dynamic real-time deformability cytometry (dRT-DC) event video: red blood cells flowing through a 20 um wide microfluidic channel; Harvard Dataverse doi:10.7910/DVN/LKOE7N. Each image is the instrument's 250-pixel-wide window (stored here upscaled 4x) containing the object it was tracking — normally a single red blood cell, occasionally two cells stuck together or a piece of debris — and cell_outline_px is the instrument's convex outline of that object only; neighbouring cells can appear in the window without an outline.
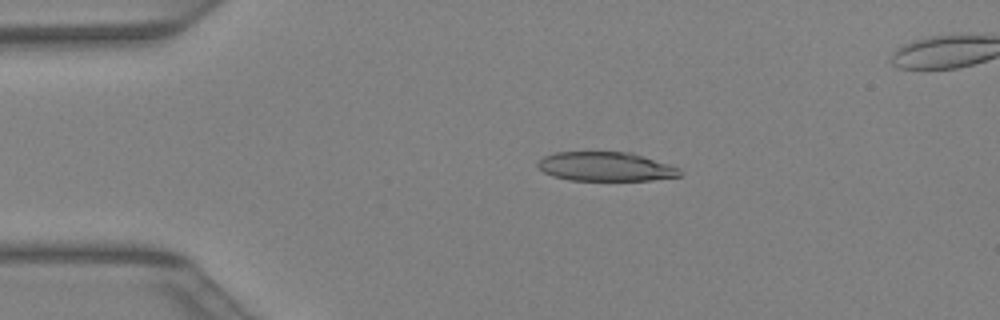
{"species": "Egyptian fruit bat (a non-hibernating species)", "species_latin": "Rousettus aegyptiacus", "temperature_condition": "warm", "stored_images_in_passage": 41, "camera_frame_rate_fps": 3000, "um_per_image_px": 0.085, "animal": {"sex": "female"}, "frame": {"image": 1, "passage_image": 9, "time_ms": 2.667, "image_size_px": [1000, 320], "cell_outline_px": [[684, 172], [680, 176], [652, 180], [568, 180], [552, 176], [544, 172], [536, 164], [544, 156], [556, 152], [632, 152], [680, 168]], "centroid_in_image_um": [51.5, 14.16], "position_along_channel_um": 33.5, "area_um2": 24.16}}
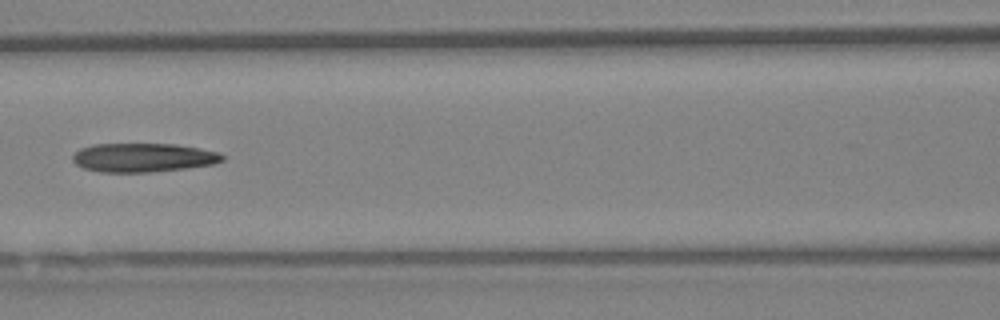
{"frame": {"image": 2, "passage_image": 19, "time_ms": 6.0, "image_size_px": [1000, 320], "cell_outline_px": [[224, 160], [212, 164], [184, 168], [148, 172], [100, 172], [84, 168], [76, 164], [72, 160], [72, 156], [80, 148], [92, 144], [176, 144], [216, 152], [224, 156]], "centroid_in_image_um": [12.11, 13.39], "position_along_channel_um": 154.5, "area_um2": 24.91}}
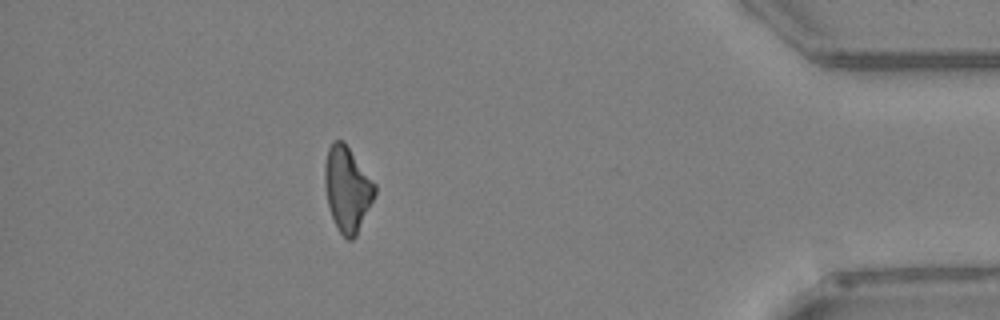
{"frame": {"image": 3, "passage_image": 37, "time_ms": 12.0, "image_size_px": [1000, 320], "cell_outline_px": [[376, 192], [356, 236], [352, 240], [348, 240], [340, 232], [332, 216], [328, 204], [324, 184], [324, 164], [328, 148], [332, 140], [344, 140], [376, 184]], "centroid_in_image_um": [29.51, 16.01], "position_along_channel_um": 405.7, "area_um2": 24.74}}